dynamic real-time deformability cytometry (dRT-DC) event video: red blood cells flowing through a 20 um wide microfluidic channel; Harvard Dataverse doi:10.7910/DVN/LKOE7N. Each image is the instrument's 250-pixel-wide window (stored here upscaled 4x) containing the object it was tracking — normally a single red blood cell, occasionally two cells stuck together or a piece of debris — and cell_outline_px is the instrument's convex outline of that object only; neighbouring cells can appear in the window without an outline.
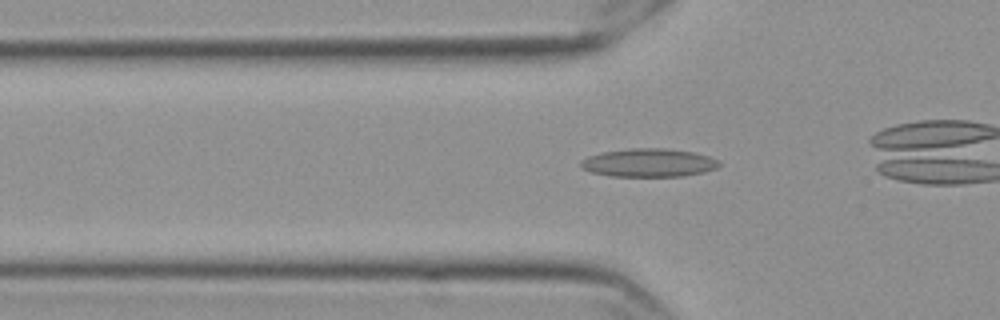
{"species": "Egyptian fruit bat (a non-hibernating species)", "species_latin": "Rousettus aegyptiacus", "temperature_condition": "cold", "stored_images_in_passage": 34, "camera_frame_rate_fps": 3000, "um_per_image_px": 0.085, "frame": {"image": 1, "passage_image": 6, "time_ms": 1.667, "image_size_px": [1000, 320], "cell_outline_px": [[720, 164], [716, 168], [704, 172], [684, 176], [612, 176], [592, 172], [584, 168], [580, 164], [580, 160], [588, 156], [604, 152], [632, 148], [664, 148], [692, 152], [708, 156], [720, 160]], "centroid_in_image_um": [55.17, 13.83], "position_along_channel_um": 70.6, "area_um2": 22.66}}
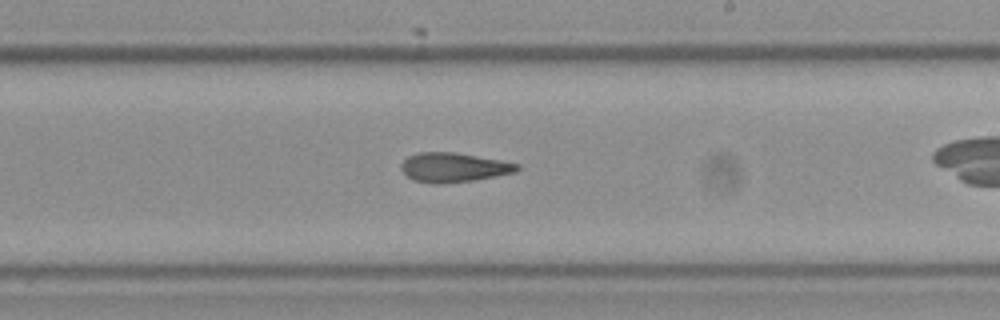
{"frame": {"image": 2, "passage_image": 21, "time_ms": 6.667, "image_size_px": [1000, 320], "cell_outline_px": [[520, 168], [516, 172], [472, 180], [440, 184], [432, 184], [412, 180], [400, 168], [400, 164], [408, 156], [420, 152], [452, 152], [520, 164]], "centroid_in_image_um": [38.51, 14.24], "position_along_channel_um": 250.5, "area_um2": 19.59}}
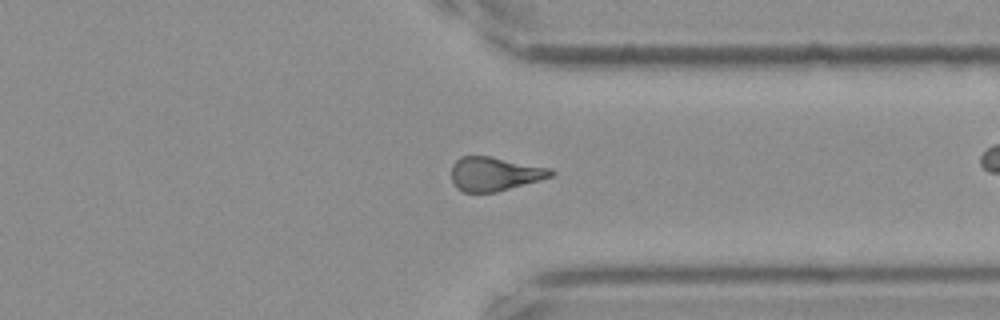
{"frame": {"image": 3, "passage_image": 31, "time_ms": 10.0, "image_size_px": [1000, 320], "cell_outline_px": [[556, 172], [552, 176], [540, 180], [496, 192], [464, 192], [456, 188], [452, 180], [452, 164], [460, 156], [488, 156], [552, 168]], "centroid_in_image_um": [42.04, 14.78], "position_along_channel_um": 369.4, "area_um2": 19.65}}